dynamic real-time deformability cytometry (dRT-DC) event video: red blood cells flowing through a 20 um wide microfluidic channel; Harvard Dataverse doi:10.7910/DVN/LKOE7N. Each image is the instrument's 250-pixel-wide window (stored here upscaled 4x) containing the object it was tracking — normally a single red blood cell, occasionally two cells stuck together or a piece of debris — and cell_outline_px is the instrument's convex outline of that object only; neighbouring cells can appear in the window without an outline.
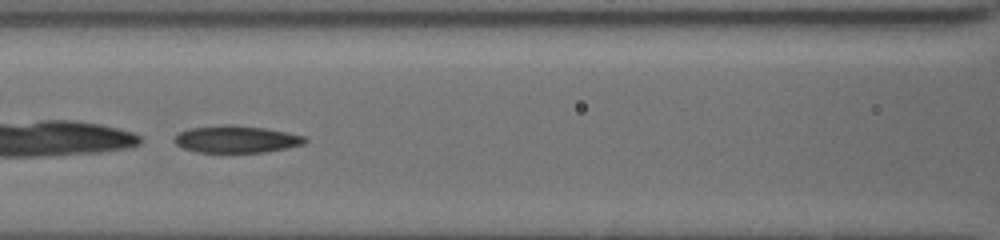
{"species": "common noctule bat (a hibernating species)", "species_latin": "Nyctalus noctula", "temperature_condition": "cold", "stored_images_in_passage": 11, "camera_frame_rate_fps": 3000, "um_per_image_px": 0.085, "animal": {"sex": "female", "body_mass_g": 19.5, "forearm_length_mm": 54.1}, "frame": {"image": 1, "passage_image": 9, "time_ms": 7.333, "image_size_px": [1000, 240], "cell_outline_px": [[308, 140], [304, 144], [288, 148], [264, 152], [196, 152], [184, 148], [176, 144], [172, 140], [180, 132], [188, 128], [224, 124], [236, 124], [264, 128], [288, 132], [304, 136]], "centroid_in_image_um": [20.09, 11.82], "position_along_channel_um": 146.5, "area_um2": 20.81}}
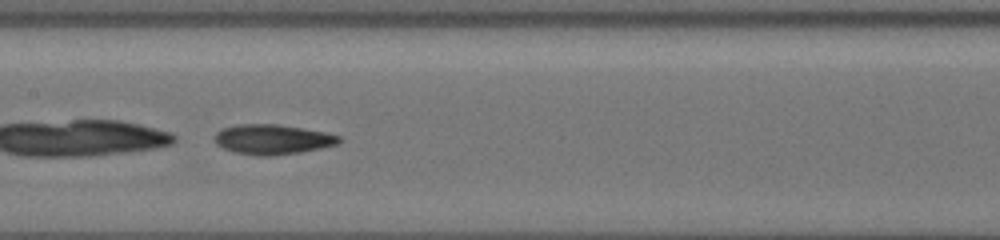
{"frame": {"image": 2, "passage_image": 10, "time_ms": 8.333, "image_size_px": [1000, 240], "cell_outline_px": [[340, 140], [336, 144], [320, 148], [300, 152], [272, 156], [256, 156], [236, 152], [220, 148], [216, 144], [212, 136], [220, 128], [240, 124], [276, 124], [324, 132], [340, 136]], "centroid_in_image_um": [23.07, 11.85], "position_along_channel_um": 184.3, "area_um2": 21.73}}